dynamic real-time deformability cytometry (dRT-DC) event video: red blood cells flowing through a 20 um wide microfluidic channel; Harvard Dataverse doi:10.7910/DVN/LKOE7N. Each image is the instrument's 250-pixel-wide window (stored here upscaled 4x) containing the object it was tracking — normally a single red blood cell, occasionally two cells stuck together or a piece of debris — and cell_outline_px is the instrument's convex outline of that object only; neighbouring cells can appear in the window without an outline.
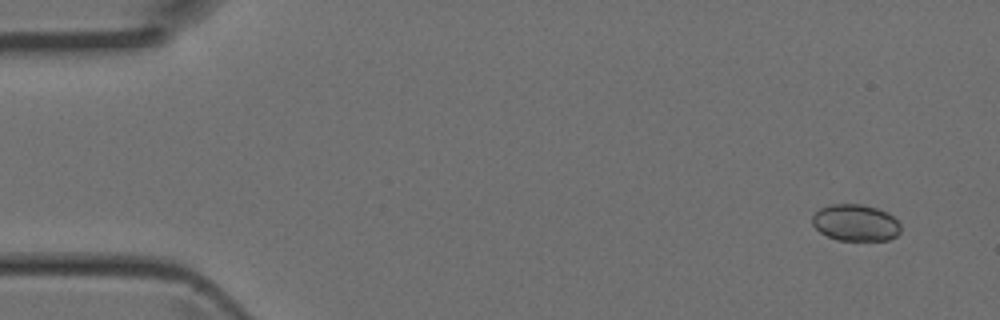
{"species": "Egyptian fruit bat (a non-hibernating species)", "species_latin": "Rousettus aegyptiacus", "temperature_condition": "room temperature", "stored_images_in_passage": 5, "camera_frame_rate_fps": 3000, "um_per_image_px": 0.085, "animal": {"sex": "female"}, "frame": {"image": 1, "passage_image": 1, "time_ms": 0.0, "image_size_px": [1000, 320], "cell_outline_px": [[900, 232], [896, 236], [888, 240], [836, 240], [820, 232], [812, 224], [812, 216], [820, 208], [828, 204], [864, 204], [888, 212], [900, 224]], "centroid_in_image_um": [72.71, 18.92], "position_along_channel_um": 12.3, "area_um2": 18.96}}
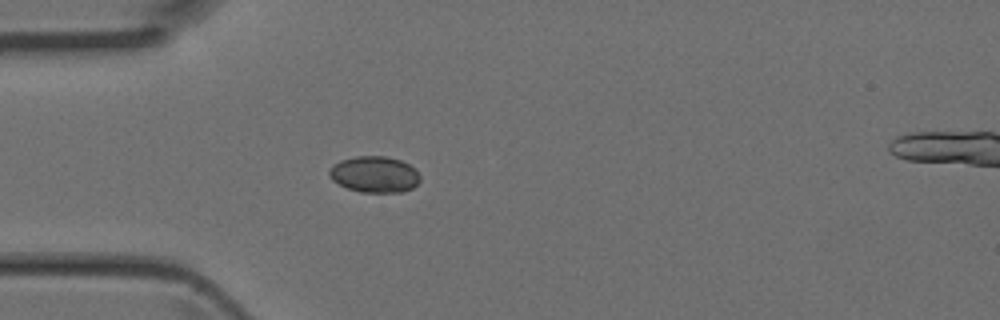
{"frame": {"image": 2, "passage_image": 4, "time_ms": 1.0, "image_size_px": [1000, 320], "cell_outline_px": [[420, 180], [412, 188], [404, 192], [360, 192], [348, 188], [332, 180], [328, 176], [328, 172], [332, 164], [340, 160], [356, 156], [384, 156], [400, 160], [408, 164], [420, 176]], "centroid_in_image_um": [31.79, 14.82], "position_along_channel_um": 53.2, "area_um2": 19.13}}